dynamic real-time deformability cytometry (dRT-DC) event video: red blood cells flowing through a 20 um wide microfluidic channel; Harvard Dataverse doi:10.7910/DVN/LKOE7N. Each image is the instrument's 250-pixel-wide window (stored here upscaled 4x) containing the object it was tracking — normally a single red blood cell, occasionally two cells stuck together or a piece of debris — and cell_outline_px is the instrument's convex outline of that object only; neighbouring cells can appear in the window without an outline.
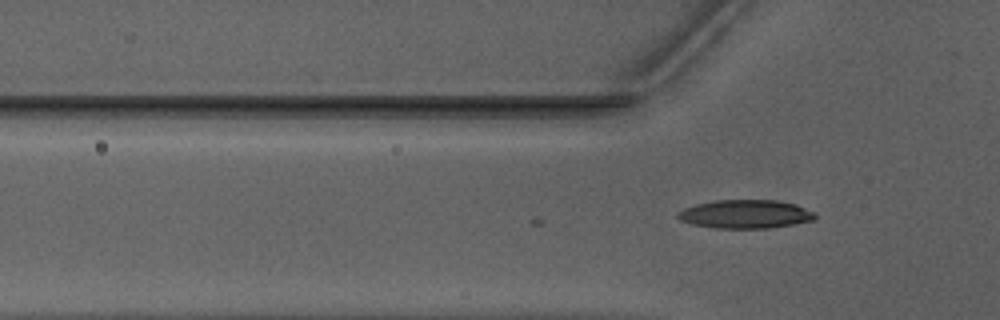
{"species": "Egyptian fruit bat (a non-hibernating species)", "species_latin": "Rousettus aegyptiacus", "temperature_condition": "warm", "stored_images_in_passage": 6, "camera_frame_rate_fps": 3000, "um_per_image_px": 0.085, "animal": {"sex": "male"}, "frame": {"image": 1, "passage_image": 6, "time_ms": 1.667, "image_size_px": [1000, 320], "cell_outline_px": [[816, 220], [768, 228], [716, 228], [692, 224], [680, 220], [676, 216], [676, 212], [684, 208], [696, 204], [712, 200], [776, 200], [796, 204], [816, 212]], "centroid_in_image_um": [63.36, 18.19], "position_along_channel_um": 62.4, "area_um2": 23.0}}